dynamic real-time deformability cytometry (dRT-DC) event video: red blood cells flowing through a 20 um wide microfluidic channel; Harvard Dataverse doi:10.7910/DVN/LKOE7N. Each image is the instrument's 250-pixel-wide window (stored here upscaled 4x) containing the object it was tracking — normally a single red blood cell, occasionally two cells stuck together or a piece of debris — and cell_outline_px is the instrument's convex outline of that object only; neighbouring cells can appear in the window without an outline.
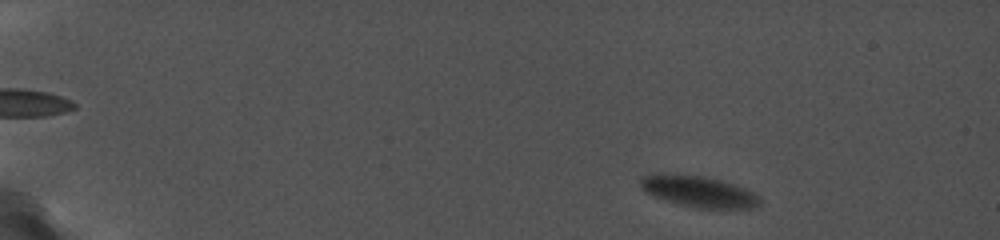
{"species": "common noctule bat (a hibernating species)", "species_latin": "Nyctalus noctula", "temperature_condition": "cold", "stored_images_in_passage": 72, "camera_frame_rate_fps": 5000, "um_per_image_px": 0.085, "animal": {"sex": "female", "body_mass_g": 19.0, "forearm_length_mm": 56.7}, "frame": {"image": 1, "passage_image": 10, "time_ms": 1.2, "image_size_px": [1000, 240], "cell_outline_px": [[760, 208], [696, 208], [680, 204], [644, 192], [640, 188], [640, 180], [644, 176], [652, 172], [656, 172], [704, 176], [720, 180], [744, 188], [760, 196]], "centroid_in_image_um": [59.37, 16.26], "position_along_channel_um": 25.6, "area_um2": 21.79}}
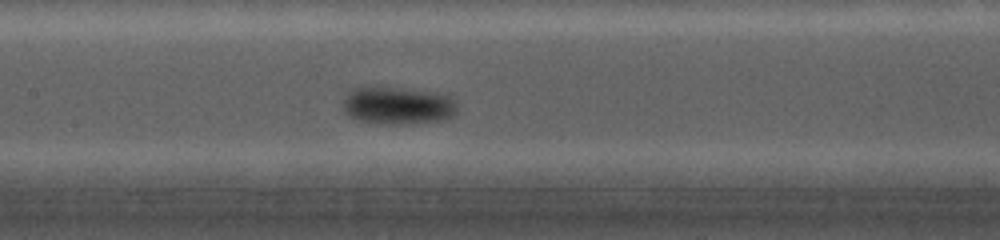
{"frame": {"image": 2, "passage_image": 50, "time_ms": 8.8, "image_size_px": [1000, 240], "cell_outline_px": [[456, 112], [452, 116], [444, 120], [416, 124], [376, 124], [356, 120], [348, 116], [344, 112], [344, 100], [352, 92], [360, 88], [384, 88], [444, 96], [452, 100], [456, 108]], "centroid_in_image_um": [33.76, 9.07], "position_along_channel_um": 173.6, "area_um2": 23.81}}
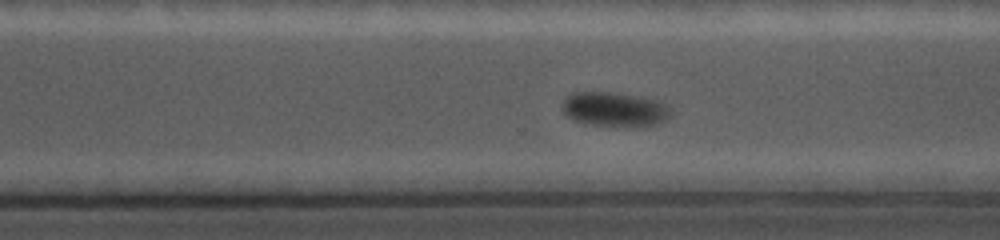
{"frame": {"image": 3, "passage_image": 67, "time_ms": 12.8, "image_size_px": [1000, 240], "cell_outline_px": [[672, 116], [668, 120], [660, 124], [588, 124], [576, 120], [568, 116], [560, 108], [564, 100], [568, 96], [576, 92], [608, 92], [632, 96], [652, 100], [664, 104], [672, 112]], "centroid_in_image_um": [52.21, 9.27], "position_along_channel_um": 318.4, "area_um2": 20.75}}